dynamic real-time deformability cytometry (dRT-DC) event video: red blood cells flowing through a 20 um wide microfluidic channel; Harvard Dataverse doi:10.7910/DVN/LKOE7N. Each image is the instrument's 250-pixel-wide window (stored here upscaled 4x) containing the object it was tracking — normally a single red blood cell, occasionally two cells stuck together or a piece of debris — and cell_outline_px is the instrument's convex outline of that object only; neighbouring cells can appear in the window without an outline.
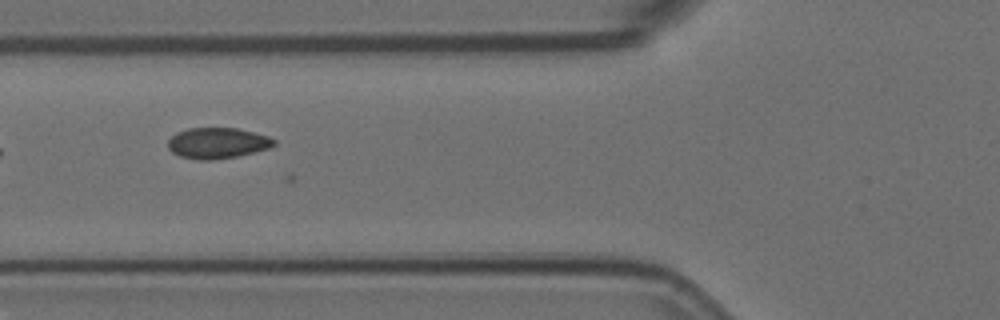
{"species": "Egyptian fruit bat (a non-hibernating species)", "species_latin": "Rousettus aegyptiacus", "temperature_condition": "room temperature", "stored_images_in_passage": 9, "camera_frame_rate_fps": 3000, "um_per_image_px": 0.085, "animal": {"sex": "female"}, "frame": {"image": 1, "passage_image": 5, "time_ms": 1.333, "image_size_px": [1000, 320], "cell_outline_px": [[276, 144], [268, 148], [236, 156], [212, 160], [200, 160], [180, 156], [172, 152], [168, 148], [168, 140], [176, 132], [188, 128], [236, 128], [268, 136], [276, 140]], "centroid_in_image_um": [18.45, 12.15], "position_along_channel_um": 107.3, "area_um2": 18.9}}
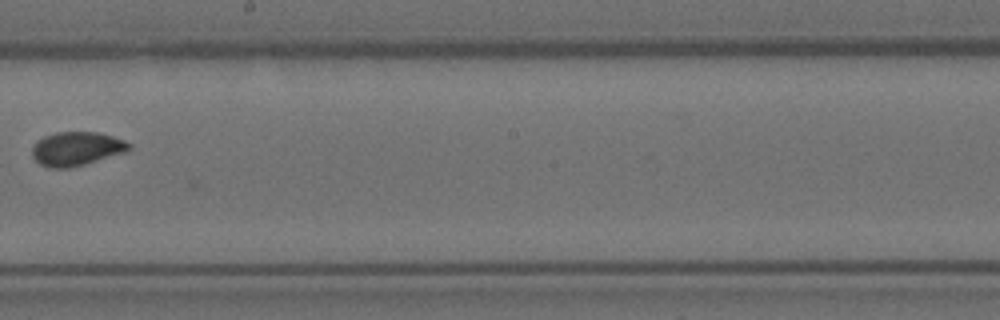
{"frame": {"image": 2, "passage_image": 8, "time_ms": 2.333, "image_size_px": [1000, 320], "cell_outline_px": [[132, 148], [124, 152], [84, 164], [68, 168], [48, 168], [40, 164], [32, 156], [32, 148], [44, 136], [56, 132], [100, 132], [124, 140], [132, 144]], "centroid_in_image_um": [6.51, 12.64], "position_along_channel_um": 241.7, "area_um2": 18.96}}
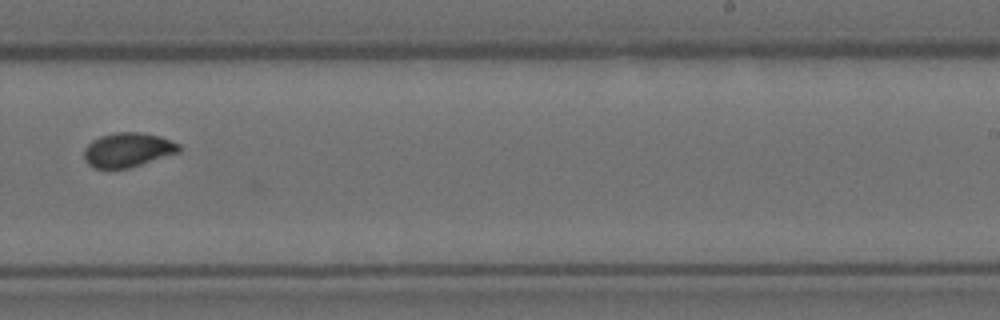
{"frame": {"image": 3, "passage_image": 9, "time_ms": 2.667, "image_size_px": [1000, 320], "cell_outline_px": [[180, 152], [128, 168], [96, 168], [88, 164], [84, 160], [84, 148], [92, 140], [100, 136], [116, 132], [140, 132], [160, 136], [180, 144]], "centroid_in_image_um": [10.85, 12.73], "position_along_channel_um": 278.1, "area_um2": 18.96}}